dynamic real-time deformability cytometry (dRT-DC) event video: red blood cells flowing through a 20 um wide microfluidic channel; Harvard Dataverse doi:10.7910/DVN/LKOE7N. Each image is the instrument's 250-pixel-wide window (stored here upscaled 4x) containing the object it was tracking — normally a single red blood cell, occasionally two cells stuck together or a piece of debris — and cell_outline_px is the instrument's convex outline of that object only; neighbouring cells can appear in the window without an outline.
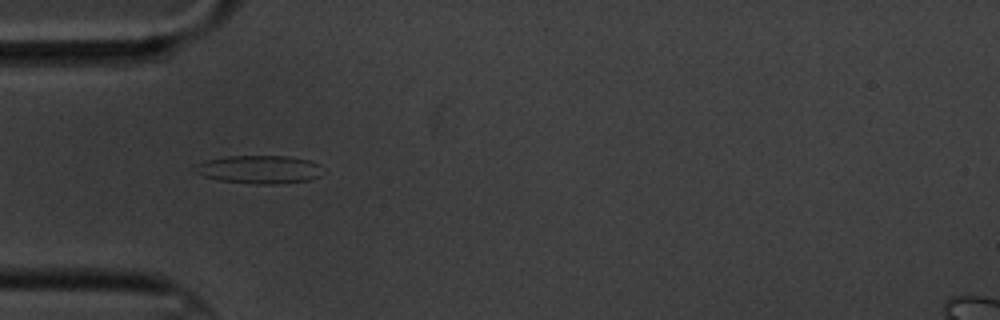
{"species": "common noctule bat (a hibernating species)", "species_latin": "Nyctalus noctula", "temperature_condition": "cold", "stored_images_in_passage": 6, "camera_frame_rate_fps": 3000, "um_per_image_px": 0.085, "animal": {"sex": "male", "body_mass_g": 20.1, "forearm_length_mm": 53.5}, "frame": {"image": 1, "passage_image": 3, "time_ms": 2.333, "image_size_px": [1000, 320], "cell_outline_px": [[320, 176], [308, 180], [276, 184], [256, 184], [220, 180], [204, 176], [196, 172], [192, 168], [204, 160], [228, 156], [288, 156], [308, 160], [320, 164]], "centroid_in_image_um": [22.02, 14.4], "position_along_channel_um": 63.0, "area_um2": 20.87}}
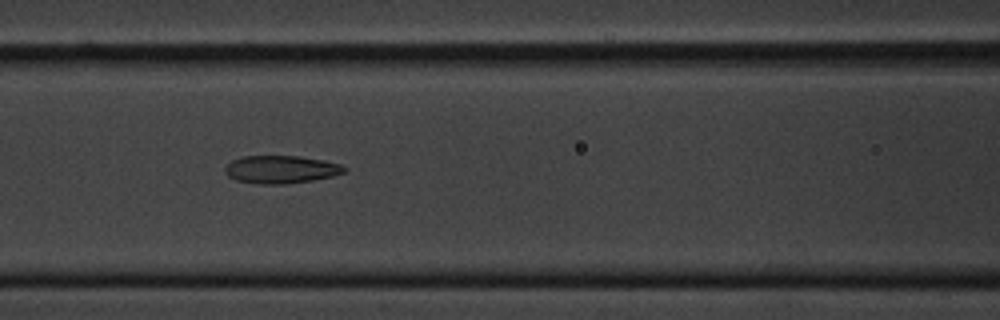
{"frame": {"image": 2, "passage_image": 5, "time_ms": 4.667, "image_size_px": [1000, 320], "cell_outline_px": [[348, 168], [344, 172], [332, 176], [312, 180], [284, 184], [260, 184], [236, 180], [228, 176], [224, 172], [224, 168], [232, 160], [240, 156], [300, 156], [324, 160], [340, 164]], "centroid_in_image_um": [23.86, 14.39], "position_along_channel_um": 142.7, "area_um2": 19.36}}
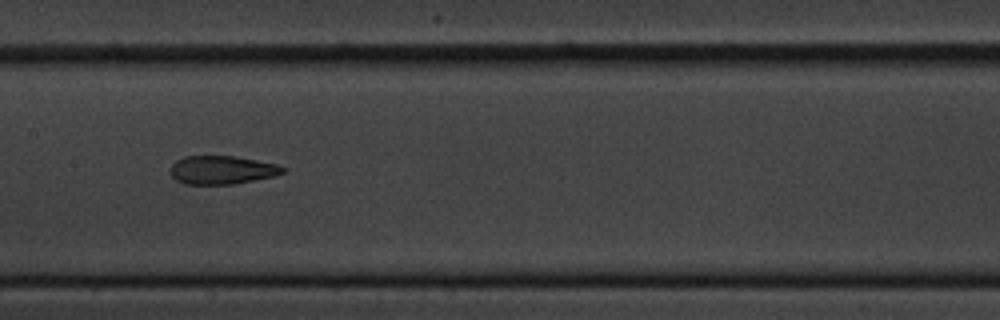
{"frame": {"image": 3, "passage_image": 6, "time_ms": 6.0, "image_size_px": [1000, 320], "cell_outline_px": [[288, 168], [284, 172], [276, 176], [232, 184], [184, 184], [176, 180], [172, 176], [172, 164], [176, 160], [184, 156], [236, 156], [276, 164]], "centroid_in_image_um": [18.89, 14.44], "position_along_channel_um": 188.5, "area_um2": 18.61}}